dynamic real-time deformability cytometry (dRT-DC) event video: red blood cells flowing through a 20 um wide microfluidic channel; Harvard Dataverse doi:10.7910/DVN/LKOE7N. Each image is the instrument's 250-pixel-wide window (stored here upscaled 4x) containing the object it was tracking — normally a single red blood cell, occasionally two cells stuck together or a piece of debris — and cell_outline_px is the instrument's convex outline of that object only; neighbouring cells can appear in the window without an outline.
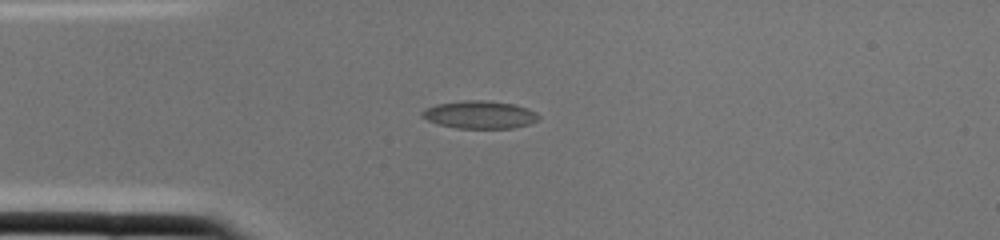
{"species": "common noctule bat (a hibernating species)", "species_latin": "Nyctalus noctula", "temperature_condition": "cold", "stored_images_in_passage": 1, "camera_frame_rate_fps": 3000, "um_per_image_px": 0.085, "animal": {"sex": "female", "body_mass_g": 22.0, "forearm_length_mm": 56.7}, "frame": {"image": 1, "passage_image": 1, "time_ms": 0.0, "image_size_px": [1000, 240], "cell_outline_px": [[540, 120], [528, 124], [512, 128], [456, 128], [440, 124], [428, 120], [420, 116], [420, 112], [424, 108], [436, 104], [464, 100], [484, 100], [512, 104], [528, 108], [536, 112], [540, 116]], "centroid_in_image_um": [40.77, 9.74], "position_along_channel_um": 44.2, "area_um2": 18.9}}